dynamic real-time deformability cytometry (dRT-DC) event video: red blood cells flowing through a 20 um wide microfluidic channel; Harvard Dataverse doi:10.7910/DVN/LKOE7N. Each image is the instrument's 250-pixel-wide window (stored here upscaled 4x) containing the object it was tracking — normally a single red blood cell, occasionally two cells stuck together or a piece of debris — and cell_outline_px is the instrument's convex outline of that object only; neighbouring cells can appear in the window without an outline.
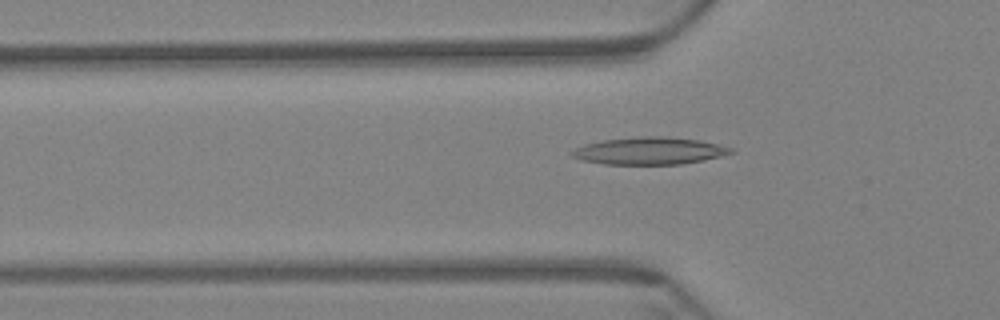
{"species": "Egyptian fruit bat (a non-hibernating species)", "species_latin": "Rousettus aegyptiacus", "temperature_condition": "warm", "stored_images_in_passage": 60, "camera_frame_rate_fps": 3000, "um_per_image_px": 0.085, "animal": {"sex": "female"}, "frame": {"image": 1, "passage_image": 20, "time_ms": 6.333, "image_size_px": [1000, 320], "cell_outline_px": [[736, 152], [704, 160], [680, 164], [604, 164], [580, 160], [572, 156], [568, 152], [584, 144], [604, 140], [644, 136], [664, 136], [700, 140], [732, 148]], "centroid_in_image_um": [55.18, 12.82], "position_along_channel_um": 70.6, "area_um2": 25.2}}
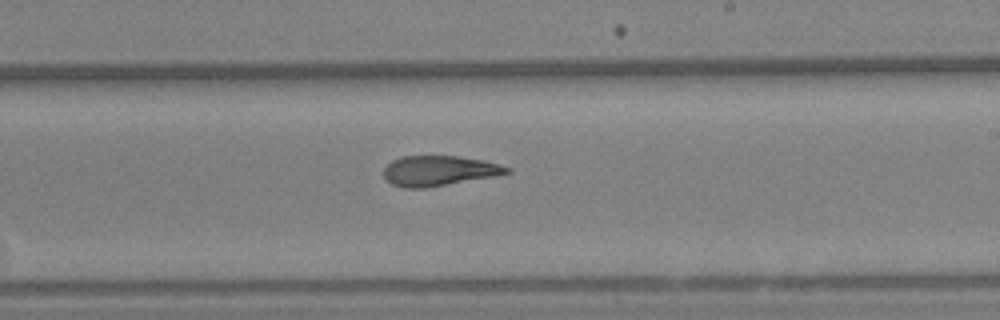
{"frame": {"image": 2, "passage_image": 36, "time_ms": 11.667, "image_size_px": [1000, 320], "cell_outline_px": [[512, 172], [496, 176], [428, 188], [404, 188], [392, 184], [384, 176], [384, 168], [392, 160], [400, 156], [456, 156], [484, 160], [500, 164], [512, 168]], "centroid_in_image_um": [37.35, 14.52], "position_along_channel_um": 251.6, "area_um2": 21.85}}
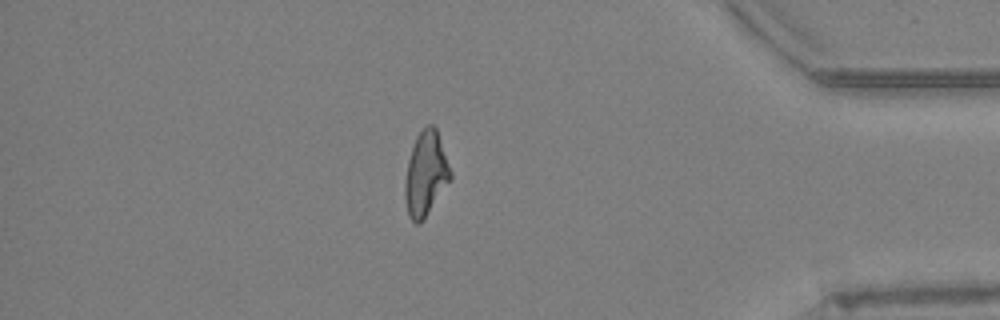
{"frame": {"image": 3, "passage_image": 52, "time_ms": 17.0, "image_size_px": [1000, 320], "cell_outline_px": [[452, 180], [420, 224], [416, 224], [408, 216], [404, 200], [404, 184], [408, 160], [416, 136], [428, 124], [432, 124], [436, 128], [452, 172]], "centroid_in_image_um": [36.19, 14.81], "position_along_channel_um": 399.0, "area_um2": 22.54}, "authors_computed_cell_mechanics": {"area_um2": 22.6576, "velocity_mm_per_s": 3.4014, "shape_relaxation_time_tau1_ms": null, "shape_relaxation_time_tau2_ms": 4.3491, "deformation_change_tau1": null, "deformation_change_tau2": 0.136}}